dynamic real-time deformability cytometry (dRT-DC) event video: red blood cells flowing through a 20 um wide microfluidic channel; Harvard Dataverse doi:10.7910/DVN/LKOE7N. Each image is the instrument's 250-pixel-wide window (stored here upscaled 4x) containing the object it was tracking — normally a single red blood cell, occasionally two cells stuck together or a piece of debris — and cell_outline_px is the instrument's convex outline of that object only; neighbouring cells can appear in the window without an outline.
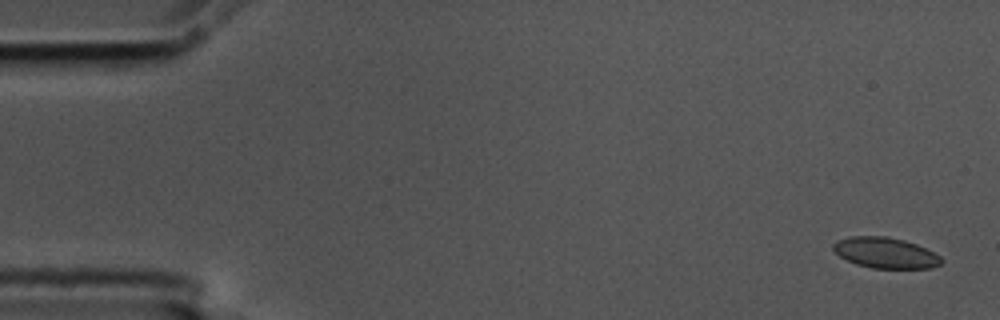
{"species": "common noctule bat (a hibernating species)", "species_latin": "Nyctalus noctula", "temperature_condition": "cold", "stored_images_in_passage": 6, "camera_frame_rate_fps": 3000, "um_per_image_px": 0.085, "animal": {"sex": "male", "body_mass_g": 17.5, "forearm_length_mm": 52.3}, "frame": {"image": 1, "passage_image": 1, "time_ms": 0.0, "image_size_px": [1000, 320], "cell_outline_px": [[944, 260], [940, 264], [932, 268], [872, 268], [856, 264], [840, 256], [832, 248], [832, 244], [836, 240], [848, 236], [888, 236], [904, 240], [916, 244], [940, 256]], "centroid_in_image_um": [75.24, 21.48], "position_along_channel_um": 9.8, "area_um2": 19.36}}
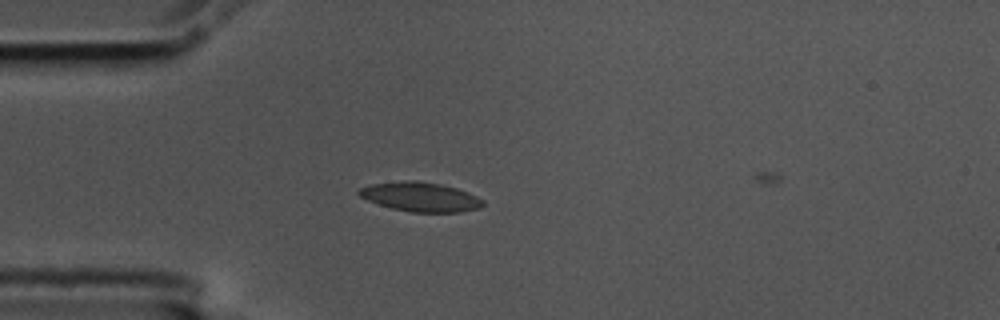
{"frame": {"image": 2, "passage_image": 5, "time_ms": 1.333, "image_size_px": [1000, 320], "cell_outline_px": [[484, 204], [480, 208], [460, 212], [412, 212], [392, 208], [368, 200], [360, 196], [356, 192], [360, 188], [372, 184], [404, 180], [416, 180], [456, 188], [468, 192], [484, 200]], "centroid_in_image_um": [35.75, 16.73], "position_along_channel_um": 49.3, "area_um2": 20.98}}